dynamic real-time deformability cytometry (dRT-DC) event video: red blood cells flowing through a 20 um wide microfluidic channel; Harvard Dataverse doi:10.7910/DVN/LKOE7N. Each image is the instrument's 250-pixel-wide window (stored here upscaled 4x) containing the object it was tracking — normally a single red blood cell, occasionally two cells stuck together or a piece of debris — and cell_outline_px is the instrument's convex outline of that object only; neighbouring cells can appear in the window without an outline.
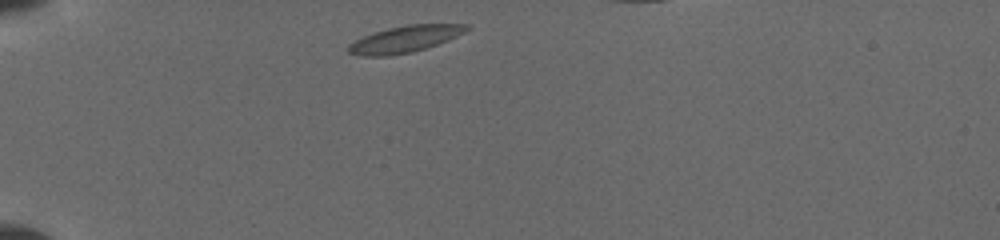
{"species": "common noctule bat (a hibernating species)", "species_latin": "Nyctalus noctula", "temperature_condition": "cold", "stored_images_in_passage": 6, "camera_frame_rate_fps": 3000, "um_per_image_px": 0.085, "animal": {"sex": "female", "body_mass_g": 19.5, "forearm_length_mm": 54.1}, "frame": {"image": 1, "passage_image": 1, "time_ms": 0.0, "image_size_px": [1000, 240], "cell_outline_px": [[468, 28], [464, 32], [448, 40], [424, 48], [408, 52], [388, 56], [364, 56], [348, 52], [348, 44], [372, 32], [388, 28], [408, 24], [468, 24]], "centroid_in_image_um": [34.38, 3.31], "position_along_channel_um": 50.6, "area_um2": 17.98}}